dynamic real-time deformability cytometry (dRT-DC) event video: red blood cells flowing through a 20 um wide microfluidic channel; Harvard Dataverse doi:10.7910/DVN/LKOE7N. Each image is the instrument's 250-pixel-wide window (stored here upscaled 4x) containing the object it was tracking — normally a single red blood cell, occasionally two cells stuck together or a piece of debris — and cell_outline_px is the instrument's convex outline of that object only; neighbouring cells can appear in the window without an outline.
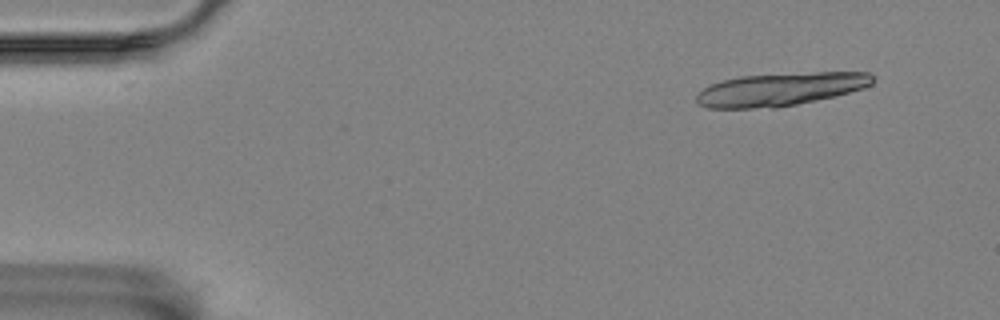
{"species": "Egyptian fruit bat (a non-hibernating species)", "species_latin": "Rousettus aegyptiacus", "temperature_condition": "room temperature", "stored_images_in_passage": 6, "segment_of_instrument_passage": [1, 2], "camera_frame_rate_fps": 3000, "um_per_image_px": 0.085, "animal": {"sex": "female"}, "frame": {"image": 1, "passage_image": 1, "time_ms": 0.0, "image_size_px": [1000, 320], "cell_outline_px": [[876, 80], [872, 84], [836, 96], [776, 108], [708, 108], [700, 104], [696, 100], [696, 96], [704, 88], [712, 84], [724, 80], [740, 76], [816, 72], [868, 72]], "centroid_in_image_um": [66.34, 7.59], "position_along_channel_um": 18.7, "area_um2": 33.64}}